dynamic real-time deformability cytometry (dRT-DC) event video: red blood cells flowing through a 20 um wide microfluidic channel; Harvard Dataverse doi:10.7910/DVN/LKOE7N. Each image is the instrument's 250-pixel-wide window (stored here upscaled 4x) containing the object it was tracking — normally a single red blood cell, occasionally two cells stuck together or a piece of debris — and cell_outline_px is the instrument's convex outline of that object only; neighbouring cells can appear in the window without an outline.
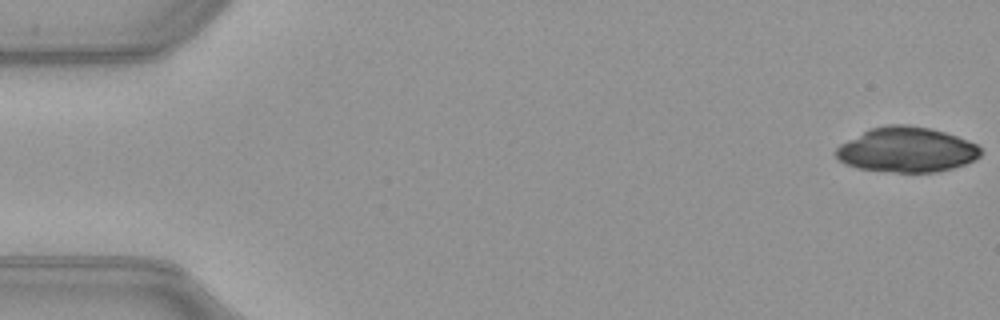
{"species": "common noctule bat (a hibernating species)", "species_latin": "Nyctalus noctula", "temperature_condition": "warm", "stored_images_in_passage": 51, "camera_frame_rate_fps": 3000, "um_per_image_px": 0.085, "animal": {"sex": "female", "body_mass_g": 21.9}, "frame": {"image": 1, "passage_image": 1, "time_ms": 0.0, "image_size_px": [1000, 320], "cell_outline_px": [[984, 152], [976, 160], [952, 168], [936, 172], [896, 172], [856, 168], [844, 164], [836, 160], [836, 148], [840, 144], [868, 128], [888, 124], [904, 124], [928, 128], [944, 132], [956, 136], [976, 144]], "centroid_in_image_um": [77.03, 12.73], "position_along_channel_um": 8.0, "area_um2": 38.15}}